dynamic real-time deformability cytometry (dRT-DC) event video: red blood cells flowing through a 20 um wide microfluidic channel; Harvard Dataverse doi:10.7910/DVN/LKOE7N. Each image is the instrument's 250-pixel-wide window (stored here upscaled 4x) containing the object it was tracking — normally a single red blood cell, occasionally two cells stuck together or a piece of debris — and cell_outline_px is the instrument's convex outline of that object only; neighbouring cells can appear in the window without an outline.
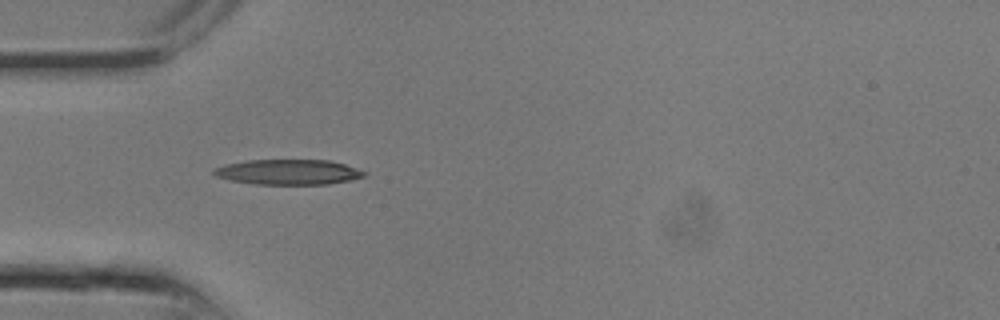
{"species": "common noctule bat (a hibernating species)", "species_latin": "Nyctalus noctula", "temperature_condition": "room temperature", "stored_images_in_passage": 25, "camera_frame_rate_fps": 3000, "um_per_image_px": 0.085, "animal": {"sex": "male", "body_mass_g": 13.3}, "frame": {"image": 1, "passage_image": 8, "time_ms": 2.333, "image_size_px": [1000, 320], "cell_outline_px": [[368, 172], [364, 176], [348, 180], [328, 184], [256, 184], [232, 180], [216, 176], [212, 172], [212, 168], [224, 164], [248, 160], [328, 160], [344, 164]], "centroid_in_image_um": [24.48, 14.61], "position_along_channel_um": 60.5, "area_um2": 21.96}}
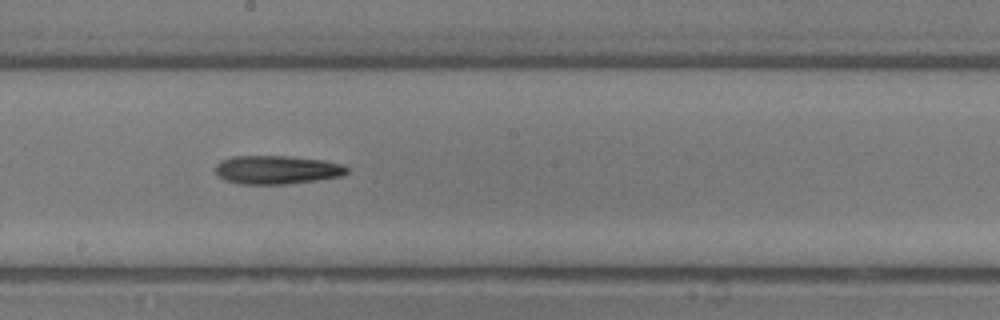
{"frame": {"image": 2, "passage_image": 14, "time_ms": 4.333, "image_size_px": [1000, 320], "cell_outline_px": [[348, 172], [340, 176], [316, 180], [288, 184], [240, 184], [224, 180], [216, 172], [216, 164], [220, 160], [232, 156], [288, 156], [324, 160], [340, 164], [348, 168]], "centroid_in_image_um": [23.5, 14.43], "position_along_channel_um": 224.7, "area_um2": 21.85}}
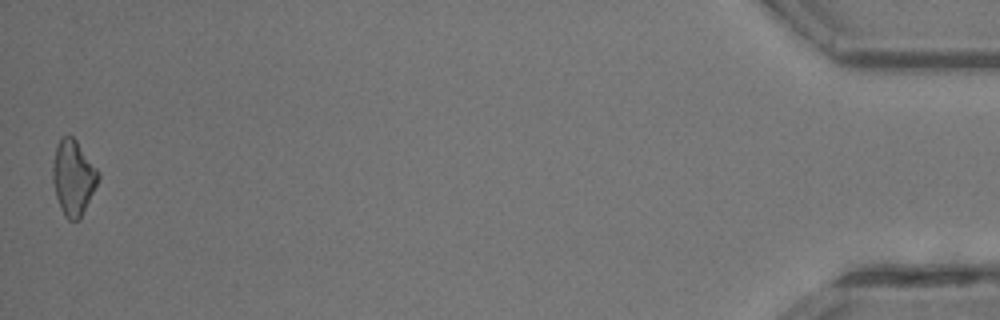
{"frame": {"image": 3, "passage_image": 25, "time_ms": 8.0, "image_size_px": [1000, 320], "cell_outline_px": [[100, 176], [80, 220], [68, 220], [64, 216], [60, 208], [56, 196], [52, 180], [52, 164], [56, 144], [60, 136], [72, 136], [76, 140], [100, 172]], "centroid_in_image_um": [6.21, 15.08], "position_along_channel_um": 429.0, "area_um2": 20.06}}